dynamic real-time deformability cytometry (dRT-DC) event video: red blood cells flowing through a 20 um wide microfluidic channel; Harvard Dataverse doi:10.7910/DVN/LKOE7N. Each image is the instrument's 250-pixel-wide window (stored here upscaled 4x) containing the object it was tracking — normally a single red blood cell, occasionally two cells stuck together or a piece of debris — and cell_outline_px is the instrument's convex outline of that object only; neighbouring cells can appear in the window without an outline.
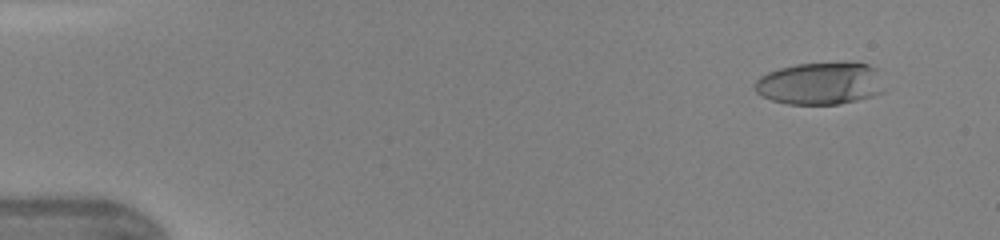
{"species": "human", "species_latin": "Homo sapiens", "temperature_condition": "warm", "stored_images_in_passage": 45, "camera_frame_rate_fps": 3000, "um_per_image_px": 0.085, "donor": {"sex": "female"}, "frame": {"image": 1, "passage_image": 3, "time_ms": 0.667, "image_size_px": [1000, 240], "cell_outline_px": [[884, 92], [872, 96], [840, 104], [788, 104], [772, 100], [760, 96], [756, 92], [752, 84], [760, 76], [768, 72], [780, 68], [796, 64], [868, 64], [876, 68]], "centroid_in_image_um": [69.66, 7.12], "position_along_channel_um": 15.3, "area_um2": 31.56}}
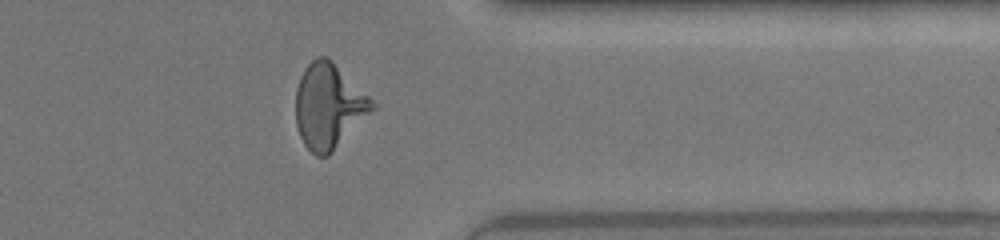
{"frame": {"image": 2, "passage_image": 37, "time_ms": 12.0, "image_size_px": [1000, 240], "cell_outline_px": [[376, 108], [328, 156], [316, 156], [304, 144], [300, 136], [296, 124], [296, 88], [300, 76], [304, 68], [316, 56], [328, 56], [376, 104]], "centroid_in_image_um": [27.93, 9.01], "position_along_channel_um": 383.5, "area_um2": 37.69}}
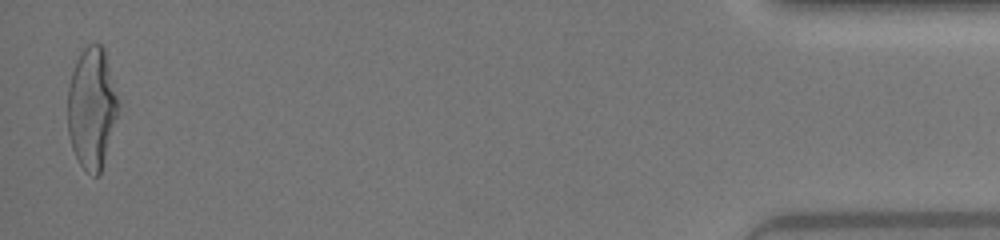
{"frame": {"image": 3, "passage_image": 45, "time_ms": 14.667, "image_size_px": [1000, 240], "cell_outline_px": [[120, 104], [100, 176], [92, 176], [80, 164], [72, 148], [68, 132], [68, 88], [72, 72], [76, 60], [80, 52], [88, 44], [100, 44], [104, 48]], "centroid_in_image_um": [7.8, 9.18], "position_along_channel_um": 427.4, "area_um2": 35.66}, "authors_computed_cell_mechanics": {"area_um2": 35.2002, "velocity_mm_per_s": 4.4028, "shape_relaxation_time_tau1_ms": 3.8642, "shape_relaxation_time_tau2_ms": 1.2087, "deformation_change_tau1": 0.2181, "deformation_change_tau2": 0.1067}}